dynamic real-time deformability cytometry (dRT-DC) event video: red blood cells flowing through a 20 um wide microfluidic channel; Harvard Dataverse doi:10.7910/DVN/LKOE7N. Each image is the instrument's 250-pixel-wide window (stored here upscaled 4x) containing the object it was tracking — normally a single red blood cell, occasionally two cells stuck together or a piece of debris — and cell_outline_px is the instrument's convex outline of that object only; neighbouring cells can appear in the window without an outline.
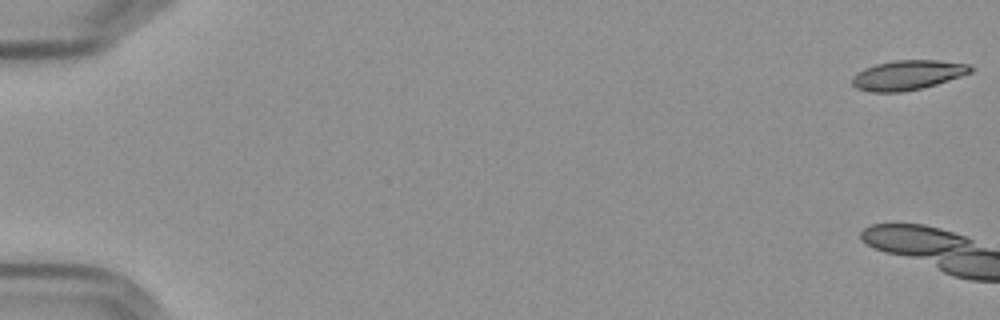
{"species": "Egyptian fruit bat (a non-hibernating species)", "species_latin": "Rousettus aegyptiacus", "temperature_condition": "cold", "stored_images_in_passage": 5, "camera_frame_rate_fps": 3000, "um_per_image_px": 0.085, "frame": {"image": 1, "passage_image": 1, "time_ms": 0.0, "image_size_px": [1000, 320], "cell_outline_px": [[976, 68], [972, 72], [924, 88], [900, 92], [872, 92], [856, 88], [852, 84], [852, 76], [856, 72], [864, 68], [876, 64], [892, 60], [936, 60], [968, 64]], "centroid_in_image_um": [77.14, 6.38], "position_along_channel_um": 7.9, "area_um2": 20.58}}